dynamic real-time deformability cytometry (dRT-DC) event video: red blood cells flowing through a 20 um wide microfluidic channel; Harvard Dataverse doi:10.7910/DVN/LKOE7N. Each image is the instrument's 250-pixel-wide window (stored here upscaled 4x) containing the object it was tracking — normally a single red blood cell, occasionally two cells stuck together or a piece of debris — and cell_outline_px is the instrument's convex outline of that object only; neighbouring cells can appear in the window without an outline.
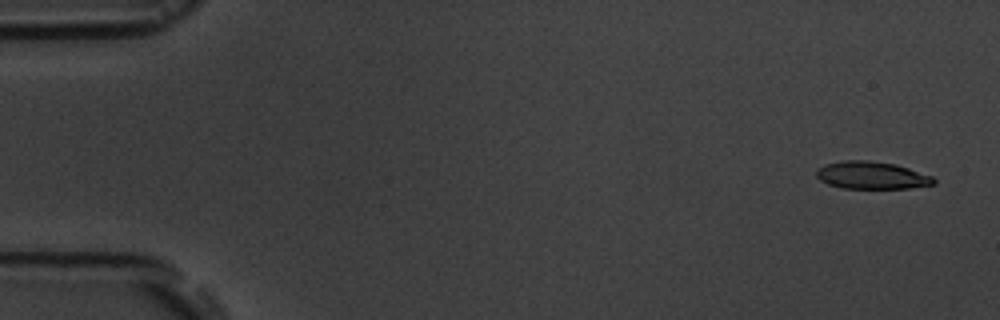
{"species": "common noctule bat (a hibernating species)", "species_latin": "Nyctalus noctula", "temperature_condition": "room temperature", "stored_images_in_passage": 5, "camera_frame_rate_fps": 3000, "um_per_image_px": 0.085, "animal": {"sex": "male", "body_mass_g": 19.5, "forearm_length_mm": 54.6}, "frame": {"image": 1, "passage_image": 1, "time_ms": 0.0, "image_size_px": [1000, 320], "cell_outline_px": [[936, 184], [908, 188], [840, 188], [828, 184], [820, 180], [816, 176], [816, 168], [824, 164], [844, 160], [868, 160], [896, 164], [932, 176], [936, 180]], "centroid_in_image_um": [74.06, 14.89], "position_along_channel_um": 10.9, "area_um2": 18.9}}
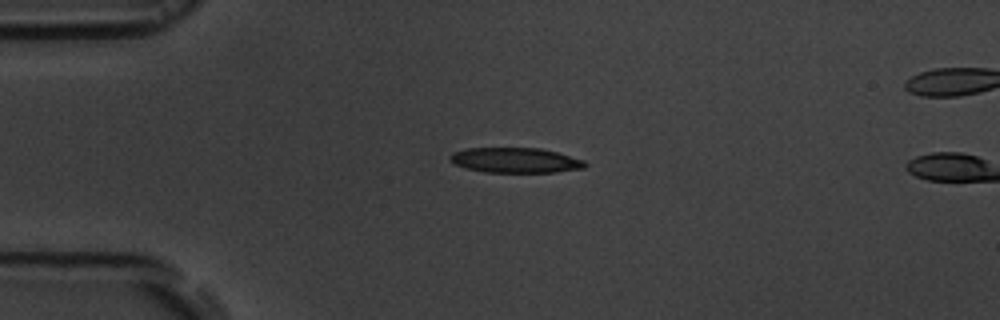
{"frame": {"image": 2, "passage_image": 4, "time_ms": 3.667, "image_size_px": [1000, 320], "cell_outline_px": [[588, 164], [584, 168], [556, 172], [484, 172], [464, 168], [448, 160], [448, 156], [452, 152], [464, 148], [540, 148], [556, 152], [584, 160]], "centroid_in_image_um": [43.76, 13.62], "position_along_channel_um": 41.2, "area_um2": 19.88}}